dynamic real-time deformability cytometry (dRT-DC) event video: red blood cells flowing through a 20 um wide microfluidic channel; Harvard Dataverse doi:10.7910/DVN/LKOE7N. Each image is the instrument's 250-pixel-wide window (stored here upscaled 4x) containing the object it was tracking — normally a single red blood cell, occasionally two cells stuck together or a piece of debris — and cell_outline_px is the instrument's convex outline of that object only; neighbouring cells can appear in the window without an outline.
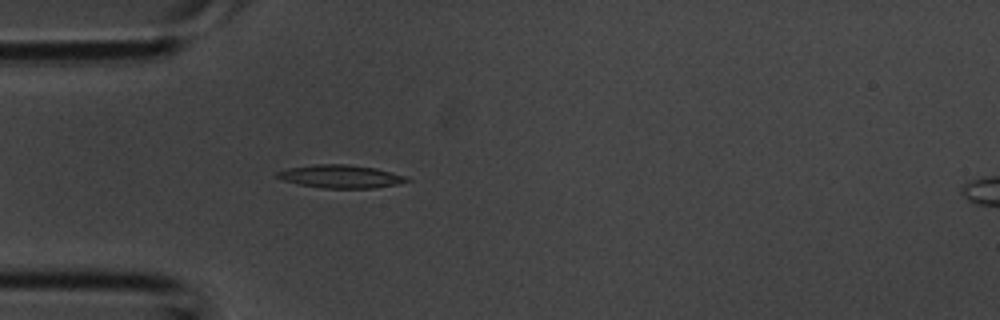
{"species": "common noctule bat (a hibernating species)", "species_latin": "Nyctalus noctula", "temperature_condition": "room temperature", "stored_images_in_passage": 35, "camera_frame_rate_fps": 3000, "um_per_image_px": 0.085, "animal": {"sex": "male", "body_mass_g": 20.1, "forearm_length_mm": 53.5}, "frame": {"image": 1, "passage_image": 8, "time_ms": 2.333, "image_size_px": [1000, 320], "cell_outline_px": [[412, 180], [396, 184], [376, 188], [324, 188], [296, 184], [284, 180], [276, 176], [276, 172], [288, 168], [316, 164], [348, 164], [376, 168], [408, 176]], "centroid_in_image_um": [28.99, 15.0], "position_along_channel_um": 56.0, "area_um2": 17.51}}
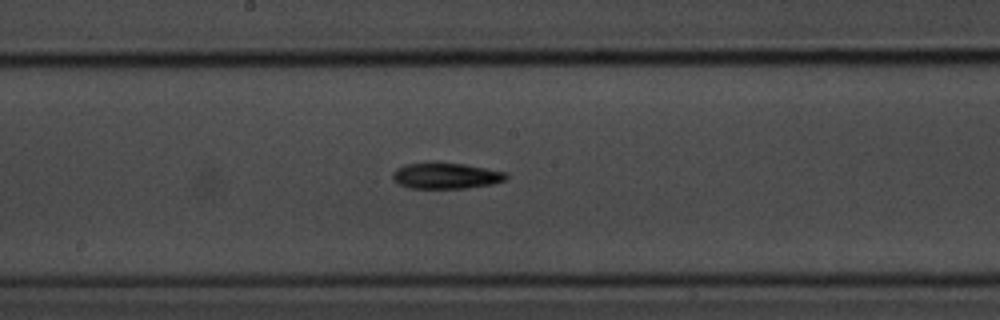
{"frame": {"image": 2, "passage_image": 17, "time_ms": 5.333, "image_size_px": [1000, 320], "cell_outline_px": [[508, 180], [492, 184], [464, 188], [408, 188], [400, 184], [392, 176], [392, 172], [396, 168], [404, 164], [432, 160], [436, 160], [464, 164], [508, 172]], "centroid_in_image_um": [37.91, 14.9], "position_along_channel_um": 210.3, "area_um2": 17.8}}
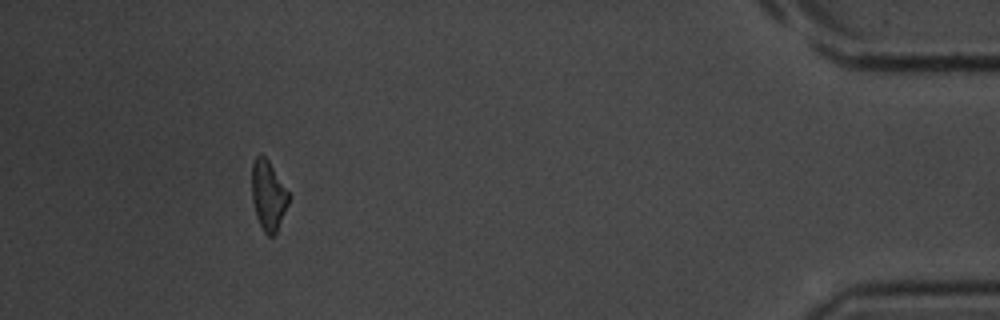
{"frame": {"image": 3, "passage_image": 32, "time_ms": 10.333, "image_size_px": [1000, 320], "cell_outline_px": [[292, 196], [276, 232], [272, 236], [268, 236], [264, 232], [256, 216], [252, 200], [252, 164], [256, 156], [264, 156], [268, 160]], "centroid_in_image_um": [22.82, 16.62], "position_along_channel_um": 412.4, "area_um2": 14.97}}